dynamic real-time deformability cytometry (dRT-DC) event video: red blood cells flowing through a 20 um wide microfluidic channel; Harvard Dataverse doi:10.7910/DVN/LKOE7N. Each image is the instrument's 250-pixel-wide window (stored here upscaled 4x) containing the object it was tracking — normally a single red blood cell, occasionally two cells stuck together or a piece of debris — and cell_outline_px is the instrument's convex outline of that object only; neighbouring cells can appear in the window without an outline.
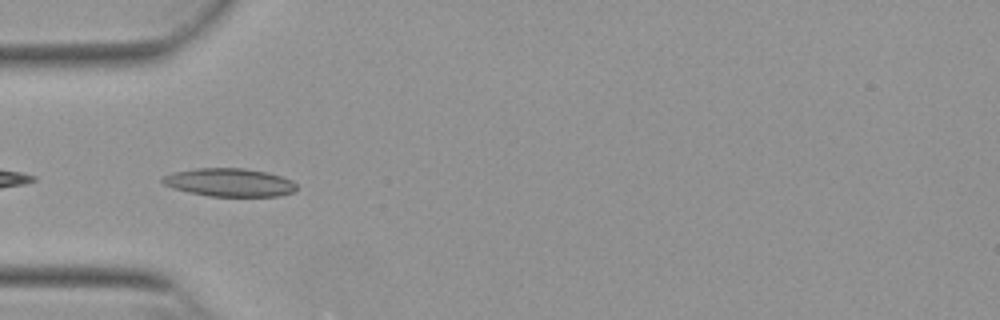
{"species": "Egyptian fruit bat (a non-hibernating species)", "species_latin": "Rousettus aegyptiacus", "temperature_condition": "warm", "stored_images_in_passage": 5, "camera_frame_rate_fps": 3000, "um_per_image_px": 0.085, "animal": {"sex": "female"}, "frame": {"image": 1, "passage_image": 1, "time_ms": 0.0, "image_size_px": [1000, 320], "cell_outline_px": [[296, 192], [280, 196], [208, 196], [188, 192], [172, 188], [164, 184], [160, 180], [160, 176], [176, 172], [196, 168], [244, 168], [268, 172], [292, 180], [296, 184]], "centroid_in_image_um": [19.51, 15.51], "position_along_channel_um": 65.5, "area_um2": 22.2}}